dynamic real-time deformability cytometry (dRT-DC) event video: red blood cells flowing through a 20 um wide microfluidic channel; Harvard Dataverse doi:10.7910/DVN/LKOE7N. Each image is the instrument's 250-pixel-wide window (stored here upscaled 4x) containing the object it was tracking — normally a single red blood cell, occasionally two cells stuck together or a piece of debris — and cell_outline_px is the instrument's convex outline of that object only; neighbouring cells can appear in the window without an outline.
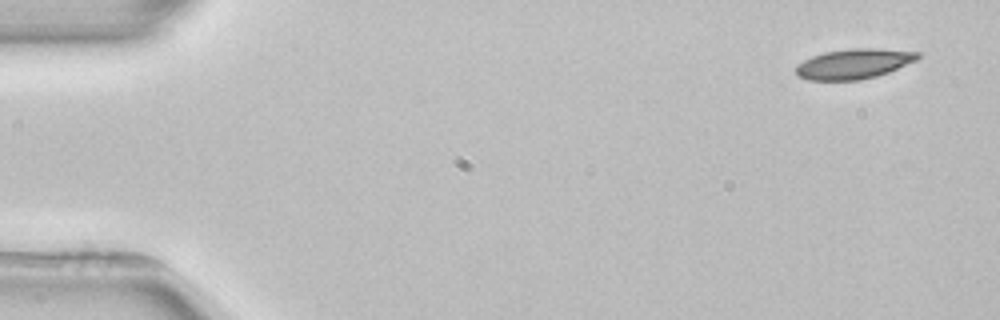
{"species": "common noctule bat (a hibernating species)", "species_latin": "Nyctalus noctula", "temperature_condition": "room temperature", "stored_images_in_passage": 3, "camera_frame_rate_fps": 3000, "um_per_image_px": 0.085, "animal": {"sex": "female", "body_mass_g": 22.7, "forearm_length_mm": 54.2}, "frame": {"image": 1, "passage_image": 1, "time_ms": 0.0, "image_size_px": [1000, 320], "cell_outline_px": [[920, 56], [916, 60], [888, 72], [876, 76], [860, 80], [808, 80], [800, 76], [796, 72], [796, 64], [812, 56], [824, 52], [852, 48], [876, 48], [920, 52]], "centroid_in_image_um": [72.57, 5.42], "position_along_channel_um": 12.4, "area_um2": 21.21}}